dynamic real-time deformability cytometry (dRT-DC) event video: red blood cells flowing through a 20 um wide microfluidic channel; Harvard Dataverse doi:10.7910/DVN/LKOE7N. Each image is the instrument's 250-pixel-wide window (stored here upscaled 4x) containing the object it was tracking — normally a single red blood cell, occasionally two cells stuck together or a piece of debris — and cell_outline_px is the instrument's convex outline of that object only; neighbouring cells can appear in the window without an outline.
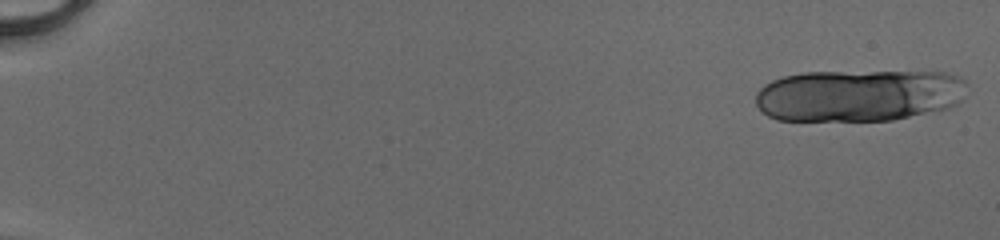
{"species": "human", "species_latin": "Homo sapiens", "temperature_condition": "cold", "stored_images_in_passage": 20, "camera_frame_rate_fps": 3000, "um_per_image_px": 0.085, "donor": {"sex": "male"}, "frame": {"image": 1, "passage_image": 1, "time_ms": 0.0, "image_size_px": [1000, 240], "cell_outline_px": [[968, 84], [964, 100], [948, 108], [892, 120], [776, 120], [768, 116], [756, 104], [756, 92], [764, 84], [772, 80], [784, 76], [804, 72], [948, 72], [960, 76]], "centroid_in_image_um": [73.04, 8.1], "position_along_channel_um": 12.0, "area_um2": 64.5}}